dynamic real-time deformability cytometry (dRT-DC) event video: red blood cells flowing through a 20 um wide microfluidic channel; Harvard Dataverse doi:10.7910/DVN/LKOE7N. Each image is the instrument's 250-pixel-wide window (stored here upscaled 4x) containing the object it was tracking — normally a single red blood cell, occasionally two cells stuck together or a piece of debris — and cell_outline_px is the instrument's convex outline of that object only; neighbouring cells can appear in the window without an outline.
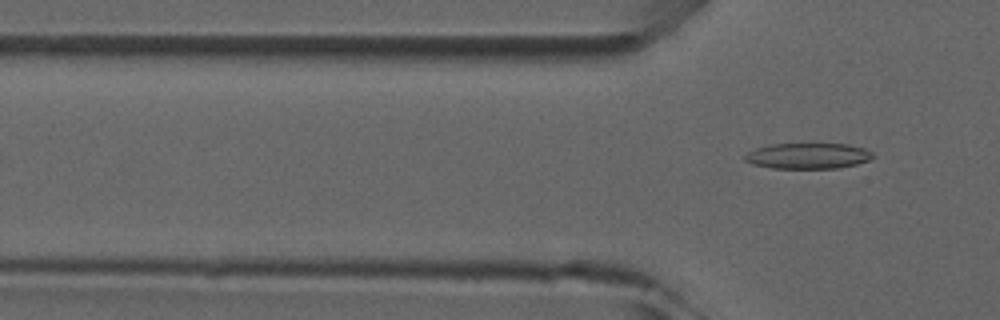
{"species": "common noctule bat (a hibernating species)", "species_latin": "Nyctalus noctula", "temperature_condition": "room temperature", "stored_images_in_passage": 7, "camera_frame_rate_fps": 3000, "um_per_image_px": 0.085, "animal": {"sex": "male", "forearm_length_mm": 52.5}, "frame": {"image": 1, "passage_image": 7, "time_ms": 6.667, "image_size_px": [1000, 320], "cell_outline_px": [[872, 156], [868, 160], [856, 164], [840, 168], [772, 168], [752, 164], [744, 160], [744, 156], [748, 152], [756, 148], [768, 144], [848, 144], [864, 148], [872, 152]], "centroid_in_image_um": [68.65, 13.25], "position_along_channel_um": 57.2, "area_um2": 19.13}}